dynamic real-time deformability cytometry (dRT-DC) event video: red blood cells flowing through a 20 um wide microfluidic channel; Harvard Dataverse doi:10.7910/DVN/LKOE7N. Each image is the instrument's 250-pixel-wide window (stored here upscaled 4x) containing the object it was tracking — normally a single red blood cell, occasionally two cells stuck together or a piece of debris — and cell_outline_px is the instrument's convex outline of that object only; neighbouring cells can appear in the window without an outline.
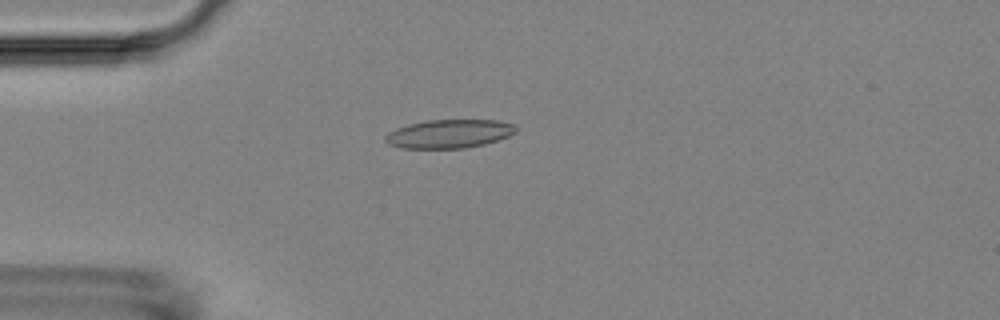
{"species": "Egyptian fruit bat (a non-hibernating species)", "species_latin": "Rousettus aegyptiacus", "temperature_condition": "room temperature", "stored_images_in_passage": 55, "camera_frame_rate_fps": 3000, "um_per_image_px": 0.085, "animal": {"sex": "female"}, "frame": {"image": 1, "passage_image": 15, "time_ms": 4.667, "image_size_px": [1000, 320], "cell_outline_px": [[516, 132], [508, 136], [484, 144], [464, 148], [400, 148], [388, 144], [384, 140], [384, 136], [388, 132], [396, 128], [408, 124], [428, 120], [500, 120], [516, 124]], "centroid_in_image_um": [38.16, 11.36], "position_along_channel_um": 46.8, "area_um2": 21.85}}
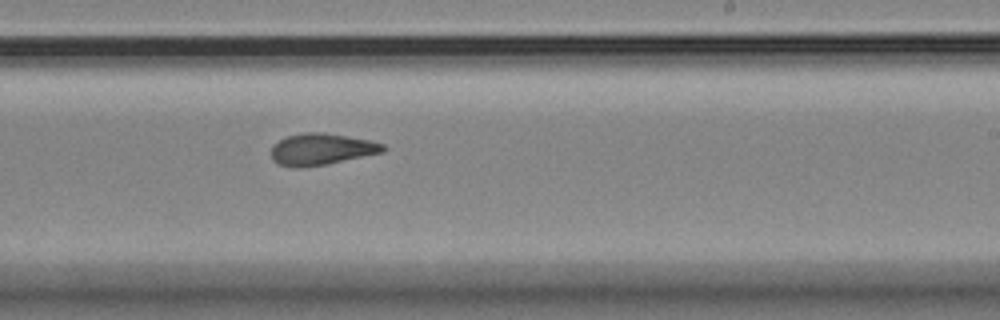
{"frame": {"image": 2, "passage_image": 34, "time_ms": 11.0, "image_size_px": [1000, 320], "cell_outline_px": [[388, 148], [384, 152], [324, 164], [300, 168], [296, 168], [280, 164], [272, 160], [272, 144], [288, 136], [304, 132], [324, 132], [348, 136], [368, 140], [384, 144]], "centroid_in_image_um": [27.33, 12.67], "position_along_channel_um": 261.7, "area_um2": 20.46}}
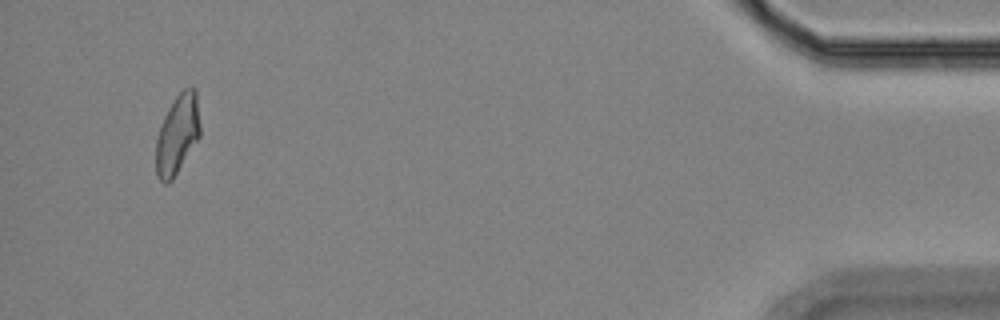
{"frame": {"image": 3, "passage_image": 53, "time_ms": 17.333, "image_size_px": [1000, 320], "cell_outline_px": [[200, 136], [172, 180], [168, 184], [164, 184], [160, 180], [156, 172], [156, 140], [164, 116], [168, 108], [176, 96], [184, 88], [196, 88], [200, 124]], "centroid_in_image_um": [15.08, 11.42], "position_along_channel_um": 420.1, "area_um2": 20.35}, "authors_computed_cell_mechanics": {"area_um2": 20.8658, "velocity_mm_per_s": 3.6296, "shape_relaxation_time_tau1_ms": 8.7596, "shape_relaxation_time_tau2_ms": 2.9408, "deformation_change_tau1": 0.1759, "deformation_change_tau2": 0.0972}}